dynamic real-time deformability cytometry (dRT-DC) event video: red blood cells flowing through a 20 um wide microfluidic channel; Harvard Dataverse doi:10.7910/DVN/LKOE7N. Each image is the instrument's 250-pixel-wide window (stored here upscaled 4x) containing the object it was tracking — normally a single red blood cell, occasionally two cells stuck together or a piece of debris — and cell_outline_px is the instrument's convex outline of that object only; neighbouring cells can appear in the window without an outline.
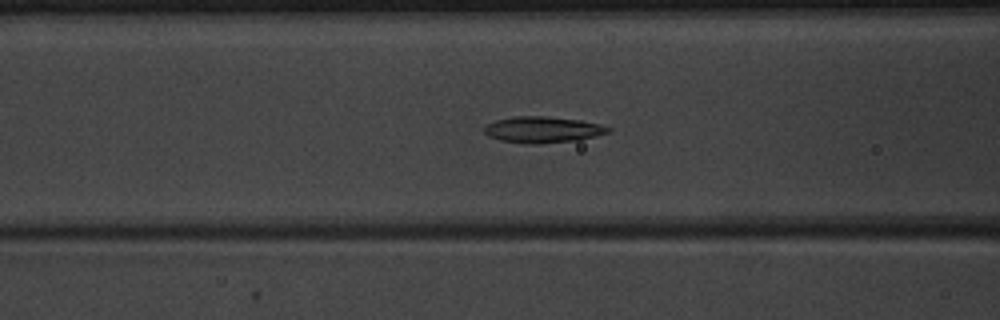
{"species": "common noctule bat (a hibernating species)", "species_latin": "Nyctalus noctula", "temperature_condition": "warm", "stored_images_in_passage": 52, "camera_frame_rate_fps": 3000, "um_per_image_px": 0.085, "animal": {"sex": "male", "body_mass_g": 20.1, "forearm_length_mm": 53.5}, "frame": {"image": 1, "passage_image": 22, "time_ms": 7.0, "image_size_px": [1000, 320], "cell_outline_px": [[612, 132], [580, 140], [540, 144], [524, 144], [500, 140], [488, 136], [484, 132], [484, 128], [488, 124], [496, 120], [512, 116], [548, 116], [580, 120], [600, 124], [612, 128]], "centroid_in_image_um": [46.17, 11.03], "position_along_channel_um": 120.4, "area_um2": 19.25}}
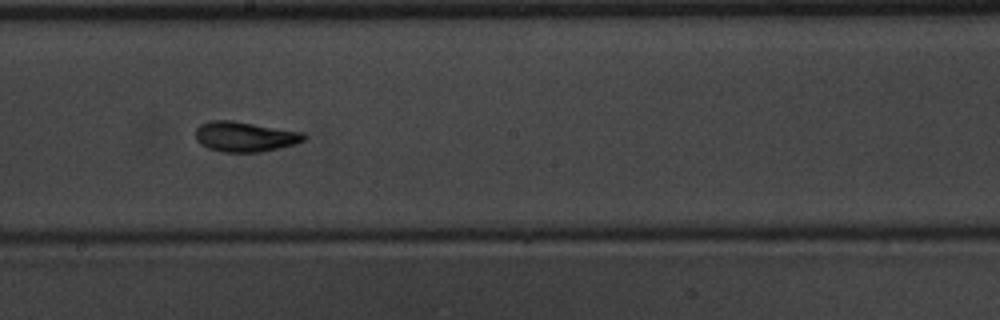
{"frame": {"image": 2, "passage_image": 30, "time_ms": 9.667, "image_size_px": [1000, 320], "cell_outline_px": [[308, 136], [304, 140], [296, 144], [260, 152], [224, 152], [208, 148], [200, 144], [196, 140], [196, 128], [200, 124], [208, 120], [232, 120], [304, 132]], "centroid_in_image_um": [20.82, 11.61], "position_along_channel_um": 227.4, "area_um2": 19.19}}
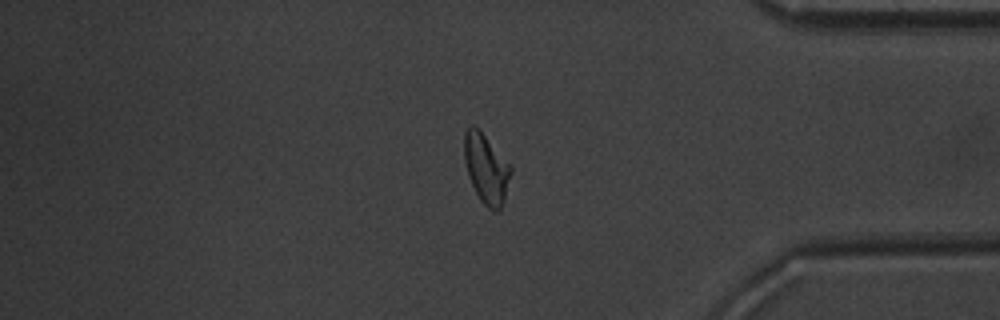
{"frame": {"image": 3, "passage_image": 44, "time_ms": 14.333, "image_size_px": [1000, 320], "cell_outline_px": [[512, 172], [504, 200], [500, 208], [496, 212], [492, 212], [480, 200], [468, 176], [464, 160], [464, 132], [472, 124], [480, 128], [512, 164]], "centroid_in_image_um": [41.35, 14.28], "position_along_channel_um": 393.9, "area_um2": 19.42}, "authors_computed_cell_mechanics": {"area_um2": 19.0162, "velocity_mm_per_s": 4.0095, "shape_relaxation_time_tau1_ms": 4.3721, "shape_relaxation_time_tau2_ms": 2.5926, "deformation_change_tau1": 0.1664, "deformation_change_tau2": 0.102}}